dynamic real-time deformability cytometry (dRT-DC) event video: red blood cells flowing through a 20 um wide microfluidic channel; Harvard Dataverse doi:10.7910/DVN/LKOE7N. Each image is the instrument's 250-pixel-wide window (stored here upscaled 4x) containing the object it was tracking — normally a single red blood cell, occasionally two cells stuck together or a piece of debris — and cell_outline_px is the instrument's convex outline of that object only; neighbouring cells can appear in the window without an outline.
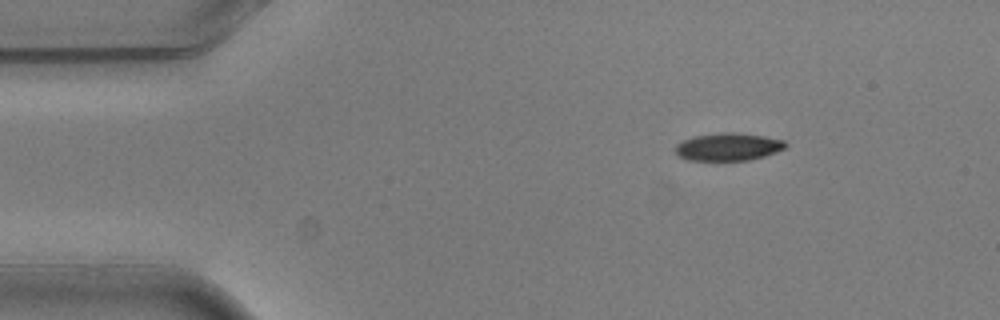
{"species": "common noctule bat (a hibernating species)", "species_latin": "Nyctalus noctula", "temperature_condition": "warm", "stored_images_in_passage": 3, "camera_frame_rate_fps": 3000, "um_per_image_px": 0.085, "animal": {"sex": "male", "body_mass_g": 20.5, "forearm_length_mm": 52.5}, "frame": {"image": 1, "passage_image": 1, "time_ms": 0.0, "image_size_px": [1000, 320], "cell_outline_px": [[788, 144], [784, 148], [776, 152], [764, 156], [748, 160], [688, 160], [676, 156], [676, 144], [692, 136], [720, 132], [732, 132], [764, 136], [784, 140]], "centroid_in_image_um": [61.88, 12.47], "position_along_channel_um": 23.1, "area_um2": 17.8}}